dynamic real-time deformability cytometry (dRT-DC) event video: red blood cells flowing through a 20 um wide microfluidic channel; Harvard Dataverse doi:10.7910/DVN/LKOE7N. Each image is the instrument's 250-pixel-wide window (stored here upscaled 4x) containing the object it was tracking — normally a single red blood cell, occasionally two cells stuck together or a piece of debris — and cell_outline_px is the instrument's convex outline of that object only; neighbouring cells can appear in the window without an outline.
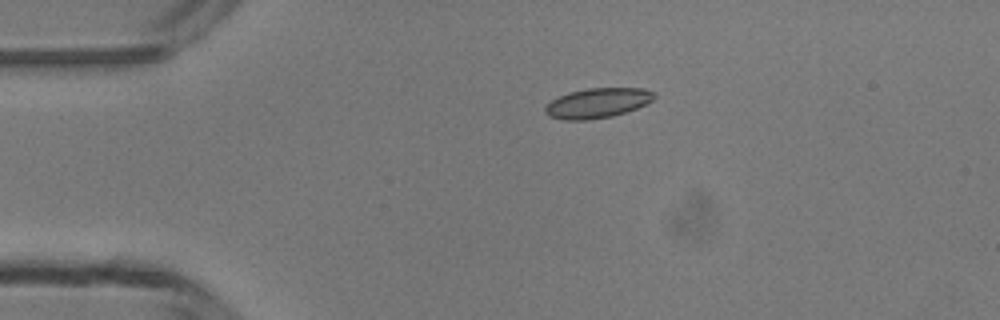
{"species": "common noctule bat (a hibernating species)", "species_latin": "Nyctalus noctula", "temperature_condition": "room temperature", "stored_images_in_passage": 5, "camera_frame_rate_fps": 3000, "um_per_image_px": 0.085, "animal": {"sex": "male", "body_mass_g": 13.3}, "frame": {"image": 1, "passage_image": 3, "time_ms": 3.333, "image_size_px": [1000, 320], "cell_outline_px": [[656, 96], [652, 100], [636, 108], [612, 116], [588, 120], [564, 120], [548, 116], [544, 112], [544, 108], [552, 100], [568, 92], [588, 88], [644, 88], [656, 92]], "centroid_in_image_um": [50.78, 8.75], "position_along_channel_um": 34.2, "area_um2": 18.96}}
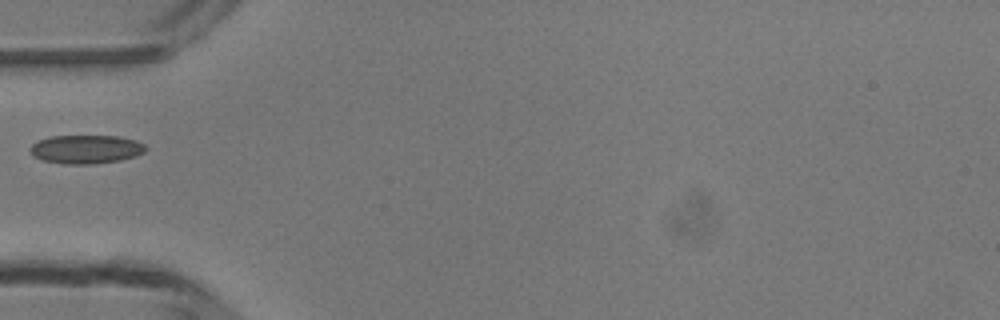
{"frame": {"image": 2, "passage_image": 5, "time_ms": 5.333, "image_size_px": [1000, 320], "cell_outline_px": [[148, 148], [144, 152], [136, 156], [120, 160], [92, 164], [68, 164], [44, 160], [36, 156], [28, 148], [36, 140], [48, 136], [120, 136], [136, 140], [144, 144]], "centroid_in_image_um": [7.33, 12.67], "position_along_channel_um": 77.7, "area_um2": 19.31}}